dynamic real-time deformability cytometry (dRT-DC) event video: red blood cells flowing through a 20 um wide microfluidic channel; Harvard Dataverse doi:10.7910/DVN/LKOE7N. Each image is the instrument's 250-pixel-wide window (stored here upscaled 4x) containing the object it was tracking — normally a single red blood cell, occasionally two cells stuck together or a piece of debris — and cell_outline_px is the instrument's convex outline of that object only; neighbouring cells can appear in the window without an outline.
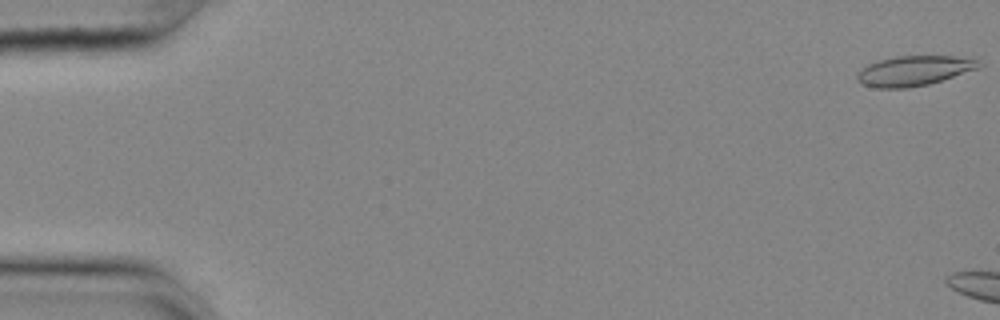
{"species": "common noctule bat (a hibernating species)", "species_latin": "Nyctalus noctula", "temperature_condition": "cold", "stored_images_in_passage": 6, "camera_frame_rate_fps": 3000, "um_per_image_px": 0.085, "animal": {"sex": "female", "body_mass_g": 25.1}, "frame": {"image": 1, "passage_image": 1, "time_ms": 0.0, "image_size_px": [1000, 320], "cell_outline_px": [[984, 64], [980, 68], [928, 84], [908, 88], [876, 88], [864, 84], [856, 80], [856, 72], [868, 64], [880, 60], [896, 56], [952, 56], [976, 60]], "centroid_in_image_um": [77.66, 6.02], "position_along_channel_um": 7.3, "area_um2": 21.15}}